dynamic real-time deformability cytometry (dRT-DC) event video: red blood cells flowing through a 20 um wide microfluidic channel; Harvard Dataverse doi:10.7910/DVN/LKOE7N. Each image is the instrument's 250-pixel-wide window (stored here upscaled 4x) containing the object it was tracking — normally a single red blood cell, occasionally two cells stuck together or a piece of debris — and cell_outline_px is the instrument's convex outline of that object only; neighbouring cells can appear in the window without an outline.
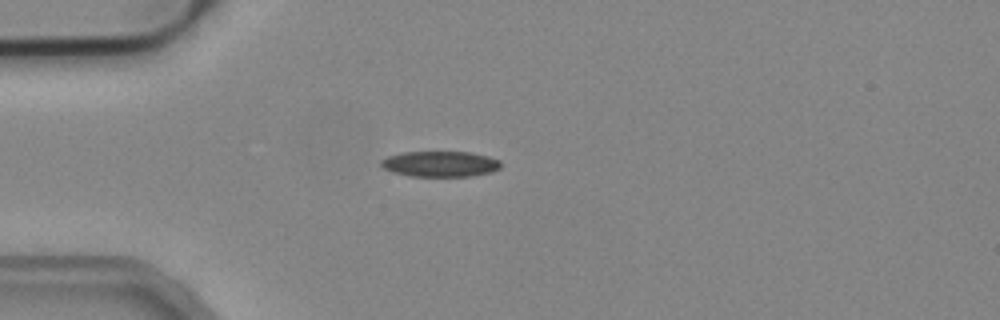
{"species": "common noctule bat (a hibernating species)", "species_latin": "Nyctalus noctula", "temperature_condition": "cold", "stored_images_in_passage": 39, "camera_frame_rate_fps": 3000, "um_per_image_px": 0.085, "animal": {"sex": "male", "body_mass_g": 19.2, "forearm_length_mm": 51.8}, "frame": {"image": 1, "passage_image": 1, "time_ms": 0.0, "image_size_px": [1000, 320], "cell_outline_px": [[500, 168], [492, 172], [468, 176], [412, 176], [392, 172], [384, 168], [380, 164], [380, 160], [388, 156], [400, 152], [472, 152], [488, 156], [500, 160]], "centroid_in_image_um": [37.41, 13.93], "position_along_channel_um": 47.6, "area_um2": 17.92}}
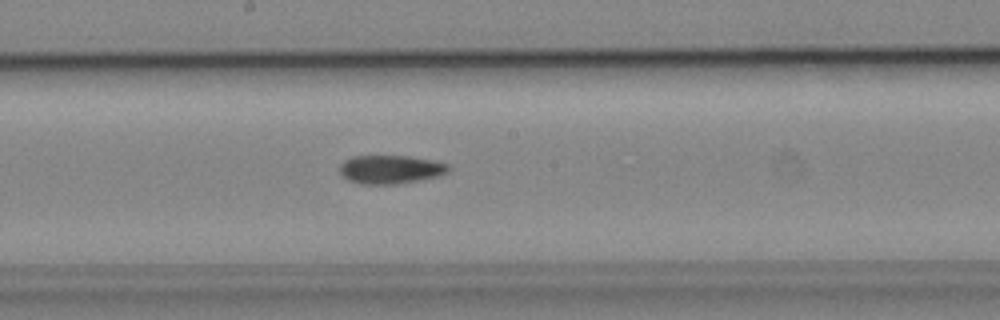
{"frame": {"image": 2, "passage_image": 15, "time_ms": 4.667, "image_size_px": [1000, 320], "cell_outline_px": [[452, 168], [448, 172], [436, 176], [396, 184], [360, 184], [348, 180], [340, 172], [340, 164], [344, 160], [352, 156], [408, 156], [432, 160], [448, 164]], "centroid_in_image_um": [33.18, 14.39], "position_along_channel_um": 215.0, "area_um2": 17.98}}
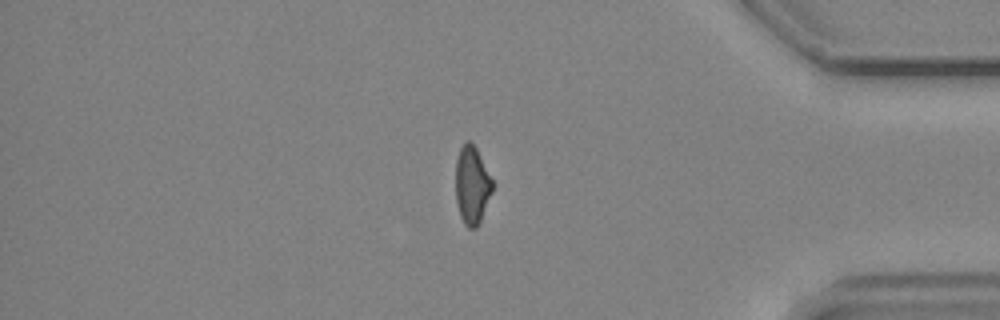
{"frame": {"image": 3, "passage_image": 31, "time_ms": 10.0, "image_size_px": [1000, 320], "cell_outline_px": [[492, 192], [480, 220], [476, 228], [468, 228], [464, 224], [460, 216], [456, 200], [456, 160], [460, 148], [468, 140], [476, 148], [492, 180]], "centroid_in_image_um": [40.1, 15.75], "position_along_channel_um": 395.1, "area_um2": 16.36}, "authors_computed_cell_mechanics": {"area_um2": 17.9758, "velocity_mm_per_s": 3.9265, "shape_relaxation_time_tau1_ms": null, "shape_relaxation_time_tau2_ms": 6.1243, "deformation_change_tau1": null, "deformation_change_tau2": 0.1452}}